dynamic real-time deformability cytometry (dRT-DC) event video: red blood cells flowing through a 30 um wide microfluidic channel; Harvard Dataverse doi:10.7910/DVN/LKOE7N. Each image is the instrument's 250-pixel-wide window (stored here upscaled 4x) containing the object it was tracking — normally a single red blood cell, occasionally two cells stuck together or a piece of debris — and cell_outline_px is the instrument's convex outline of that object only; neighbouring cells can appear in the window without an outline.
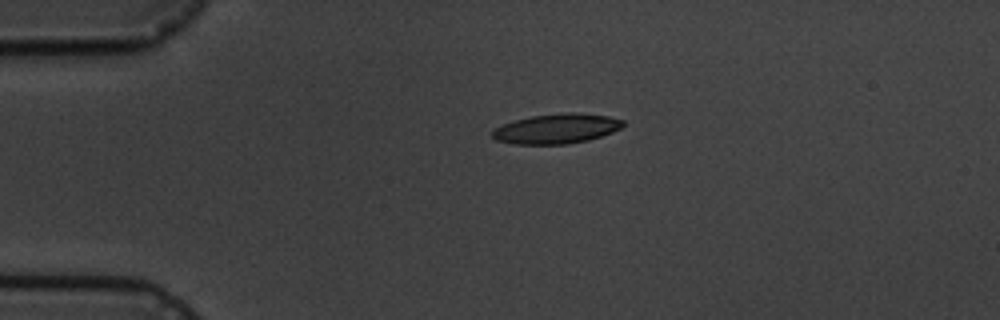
{"species": "common noctule bat (a hibernating species)", "species_latin": "Nyctalus noctula", "temperature_condition": "cold", "stored_images_in_passage": 2, "camera_frame_rate_fps": 3000, "um_per_image_px": 0.085, "animal": {"sex": "male", "body_mass_g": 19.5, "forearm_length_mm": 54.6}, "frame": {"image": 1, "passage_image": 1, "time_ms": 0.0, "image_size_px": [1000, 320], "cell_outline_px": [[624, 124], [620, 128], [612, 132], [588, 140], [568, 144], [516, 144], [496, 140], [492, 136], [492, 128], [516, 120], [532, 116], [564, 112], [576, 112], [608, 116], [624, 120]], "centroid_in_image_um": [47.3, 10.93], "position_along_channel_um": 37.7, "area_um2": 22.66}}